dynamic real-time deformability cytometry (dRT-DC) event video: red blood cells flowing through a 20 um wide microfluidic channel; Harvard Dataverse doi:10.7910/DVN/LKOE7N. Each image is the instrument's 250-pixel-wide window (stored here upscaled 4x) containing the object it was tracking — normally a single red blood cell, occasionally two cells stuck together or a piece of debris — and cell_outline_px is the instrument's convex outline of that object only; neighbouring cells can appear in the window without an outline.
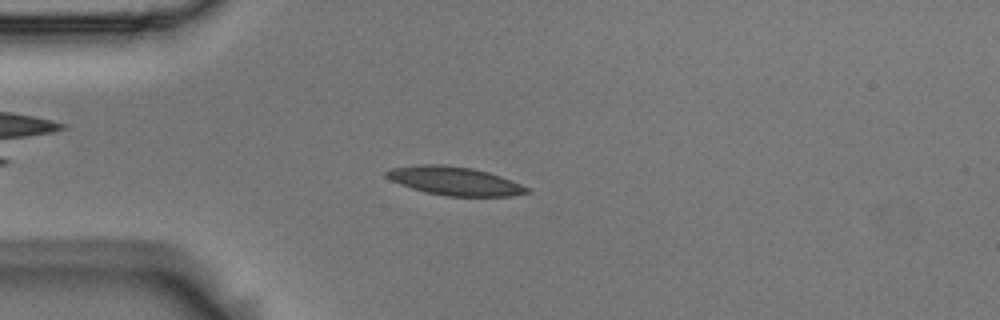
{"species": "Egyptian fruit bat (a non-hibernating species)", "species_latin": "Rousettus aegyptiacus", "temperature_condition": "room temperature", "stored_images_in_passage": 47, "camera_frame_rate_fps": 3000, "um_per_image_px": 0.085, "animal": {"sex": "male"}, "frame": {"image": 1, "passage_image": 10, "time_ms": 3.0, "image_size_px": [1000, 320], "cell_outline_px": [[532, 192], [512, 196], [444, 196], [424, 192], [400, 184], [384, 176], [384, 172], [388, 168], [420, 164], [444, 164], [472, 168], [488, 172], [512, 180], [528, 188]], "centroid_in_image_um": [38.61, 15.38], "position_along_channel_um": 46.4, "area_um2": 23.52}}
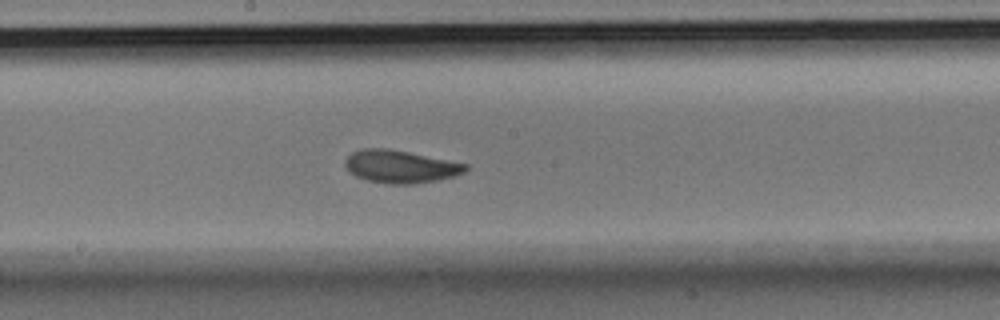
{"frame": {"image": 2, "passage_image": 25, "time_ms": 8.0, "image_size_px": [1000, 320], "cell_outline_px": [[468, 168], [464, 172], [452, 176], [436, 180], [412, 184], [388, 184], [368, 180], [356, 176], [348, 172], [344, 164], [344, 160], [352, 152], [364, 148], [388, 148], [468, 164]], "centroid_in_image_um": [33.99, 14.15], "position_along_channel_um": 214.2, "area_um2": 22.83}}
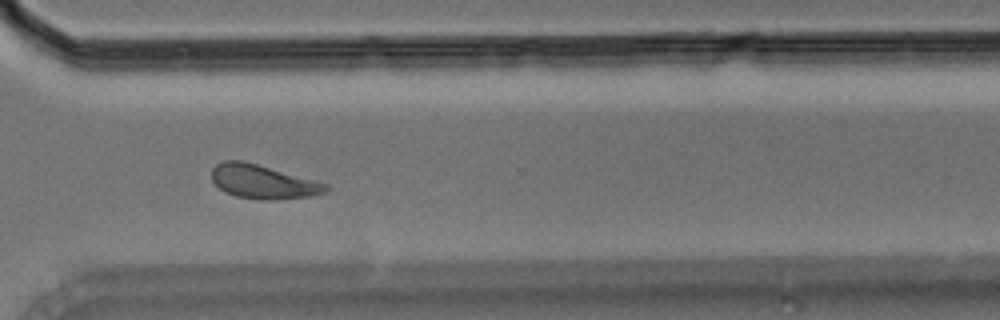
{"frame": {"image": 3, "passage_image": 36, "time_ms": 11.667, "image_size_px": [1000, 320], "cell_outline_px": [[328, 188], [324, 192], [312, 196], [276, 200], [260, 200], [236, 196], [224, 192], [212, 180], [212, 168], [216, 164], [224, 160], [244, 160], [328, 184]], "centroid_in_image_um": [22.33, 15.45], "position_along_channel_um": 348.3, "area_um2": 22.54}, "authors_computed_cell_mechanics": {"area_um2": 22.1952, "velocity_mm_per_s": 3.6618, "shape_relaxation_time_tau1_ms": 3.6097, "shape_relaxation_time_tau2_ms": 3.42, "deformation_change_tau1": 0.1324, "deformation_change_tau2": 0.0864}}